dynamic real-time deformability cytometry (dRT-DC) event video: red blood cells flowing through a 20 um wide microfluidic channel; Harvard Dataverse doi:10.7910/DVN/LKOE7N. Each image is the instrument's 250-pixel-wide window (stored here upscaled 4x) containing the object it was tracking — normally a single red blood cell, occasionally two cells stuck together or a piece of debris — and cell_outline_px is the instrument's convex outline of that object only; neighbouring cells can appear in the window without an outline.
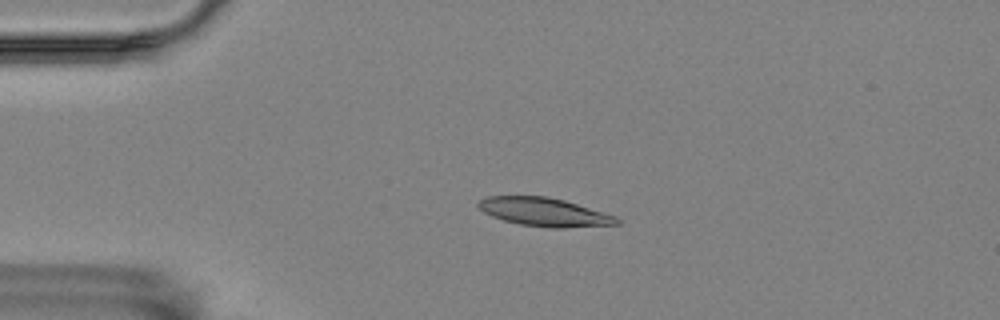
{"species": "Egyptian fruit bat (a non-hibernating species)", "species_latin": "Rousettus aegyptiacus", "temperature_condition": "room temperature", "stored_images_in_passage": 45, "camera_frame_rate_fps": 3000, "um_per_image_px": 0.085, "animal": {"sex": "female"}, "frame": {"image": 1, "passage_image": 2, "time_ms": 0.333, "image_size_px": [1000, 320], "cell_outline_px": [[620, 224], [564, 228], [548, 228], [520, 224], [504, 220], [492, 216], [484, 212], [476, 204], [480, 200], [488, 196], [548, 196], [564, 200], [616, 216], [620, 220]], "centroid_in_image_um": [46.28, 18.02], "position_along_channel_um": 38.7, "area_um2": 22.89}}
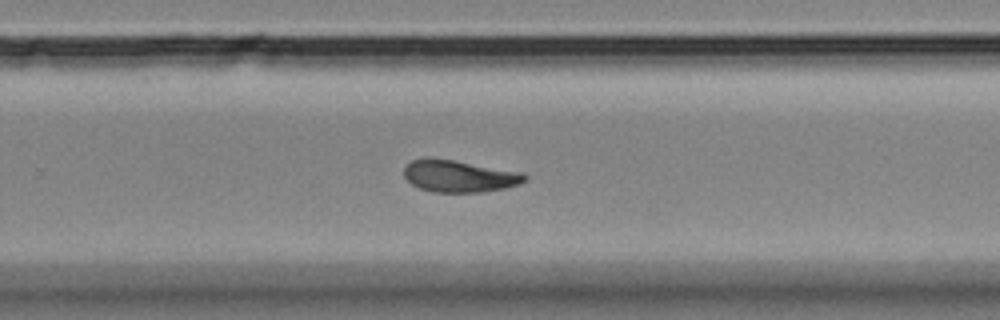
{"frame": {"image": 2, "passage_image": 26, "time_ms": 8.333, "image_size_px": [1000, 320], "cell_outline_px": [[528, 180], [520, 184], [504, 188], [480, 192], [432, 192], [420, 188], [412, 184], [404, 176], [404, 168], [412, 160], [452, 160], [520, 172], [528, 176]], "centroid_in_image_um": [39.08, 15.0], "position_along_channel_um": 290.7, "area_um2": 21.85}}
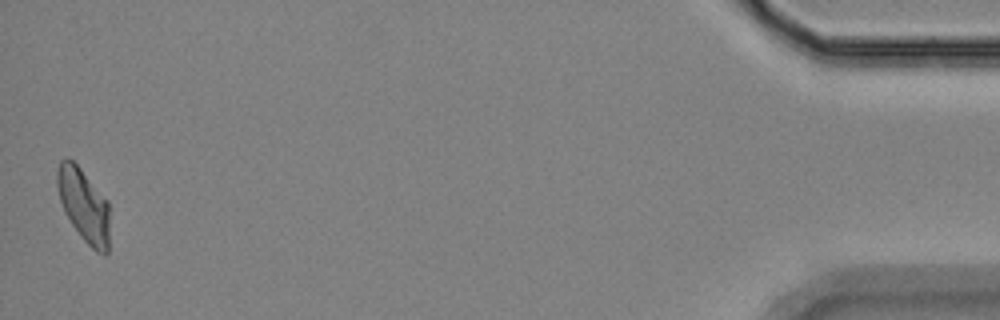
{"frame": {"image": 3, "passage_image": 45, "time_ms": 14.667, "image_size_px": [1000, 320], "cell_outline_px": [[108, 252], [104, 256], [96, 252], [80, 236], [64, 212], [60, 200], [56, 184], [56, 172], [60, 160], [72, 160], [80, 168], [108, 200]], "centroid_in_image_um": [7.11, 17.46], "position_along_channel_um": 428.1, "area_um2": 22.25}, "authors_computed_cell_mechanics": {"area_um2": 22.6576, "velocity_mm_per_s": 3.5404, "shape_relaxation_time_tau1_ms": 7.34, "shape_relaxation_time_tau2_ms": 4.1028, "deformation_change_tau1": 0.2087, "deformation_change_tau2": 0.1073}}